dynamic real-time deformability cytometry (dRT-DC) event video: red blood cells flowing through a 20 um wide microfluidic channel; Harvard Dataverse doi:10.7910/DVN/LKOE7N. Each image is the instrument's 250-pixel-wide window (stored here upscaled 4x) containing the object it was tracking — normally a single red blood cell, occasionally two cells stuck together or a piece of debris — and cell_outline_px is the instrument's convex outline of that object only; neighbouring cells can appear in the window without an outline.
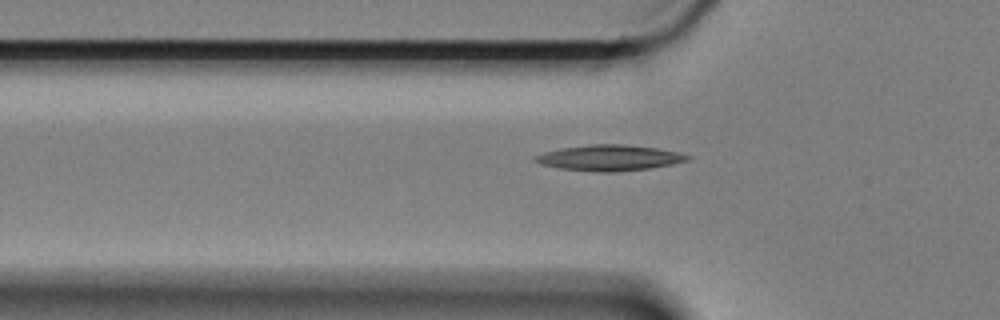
{"species": "Egyptian fruit bat (a non-hibernating species)", "species_latin": "Rousettus aegyptiacus", "temperature_condition": "cold", "stored_images_in_passage": 36, "camera_frame_rate_fps": 3000, "um_per_image_px": 0.085, "animal": {"sex": "female"}, "frame": {"image": 1, "passage_image": 11, "time_ms": 3.333, "image_size_px": [1000, 320], "cell_outline_px": [[692, 156], [688, 160], [672, 164], [648, 168], [616, 172], [596, 172], [560, 168], [540, 164], [532, 160], [536, 156], [544, 152], [560, 148], [588, 144], [624, 144], [656, 148], [680, 152]], "centroid_in_image_um": [51.79, 13.41], "position_along_channel_um": 74.0, "area_um2": 22.89}}
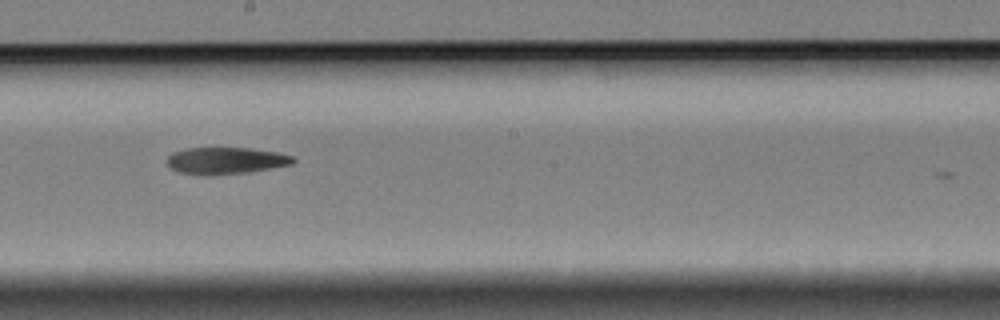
{"frame": {"image": 2, "passage_image": 25, "time_ms": 8.0, "image_size_px": [1000, 320], "cell_outline_px": [[296, 160], [292, 164], [252, 172], [180, 172], [172, 168], [168, 164], [168, 156], [172, 152], [188, 148], [252, 148], [276, 152], [292, 156]], "centroid_in_image_um": [19.27, 13.6], "position_along_channel_um": 228.9, "area_um2": 18.73}}
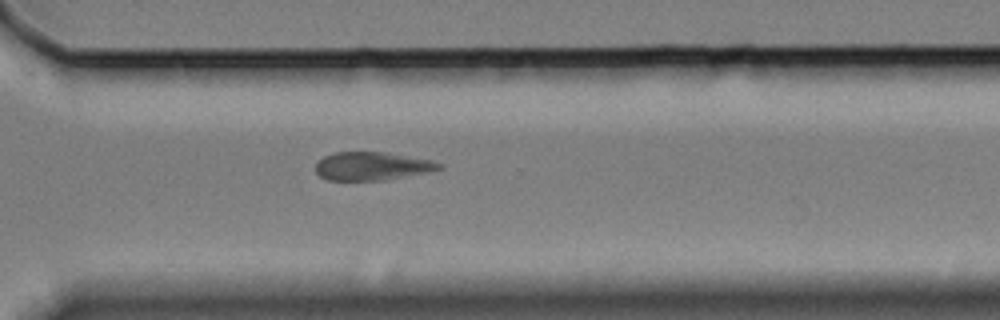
{"frame": {"image": 3, "passage_image": 35, "time_ms": 11.333, "image_size_px": [1000, 320], "cell_outline_px": [[444, 164], [440, 168], [428, 172], [384, 180], [324, 180], [316, 172], [316, 164], [324, 156], [336, 152], [384, 152], [432, 160]], "centroid_in_image_um": [31.61, 14.12], "position_along_channel_um": 339.0, "area_um2": 20.23}}